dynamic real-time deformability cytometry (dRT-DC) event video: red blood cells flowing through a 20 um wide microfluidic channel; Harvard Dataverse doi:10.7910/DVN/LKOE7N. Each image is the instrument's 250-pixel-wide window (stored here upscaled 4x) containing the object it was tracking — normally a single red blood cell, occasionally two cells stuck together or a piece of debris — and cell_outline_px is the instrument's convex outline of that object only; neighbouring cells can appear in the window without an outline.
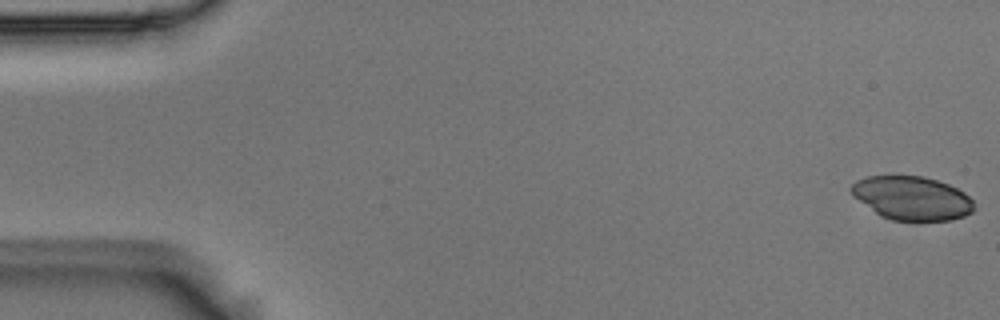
{"species": "Egyptian fruit bat (a non-hibernating species)", "species_latin": "Rousettus aegyptiacus", "temperature_condition": "room temperature", "stored_images_in_passage": 54, "camera_frame_rate_fps": 3000, "um_per_image_px": 0.085, "animal": {"sex": "male"}, "frame": {"image": 1, "passage_image": 1, "time_ms": 0.0, "image_size_px": [1000, 320], "cell_outline_px": [[976, 208], [972, 212], [964, 216], [948, 220], [892, 220], [880, 216], [852, 196], [852, 184], [856, 180], [868, 176], [924, 176], [948, 184], [964, 192], [972, 200]], "centroid_in_image_um": [77.51, 16.84], "position_along_channel_um": 7.5, "area_um2": 31.15}}